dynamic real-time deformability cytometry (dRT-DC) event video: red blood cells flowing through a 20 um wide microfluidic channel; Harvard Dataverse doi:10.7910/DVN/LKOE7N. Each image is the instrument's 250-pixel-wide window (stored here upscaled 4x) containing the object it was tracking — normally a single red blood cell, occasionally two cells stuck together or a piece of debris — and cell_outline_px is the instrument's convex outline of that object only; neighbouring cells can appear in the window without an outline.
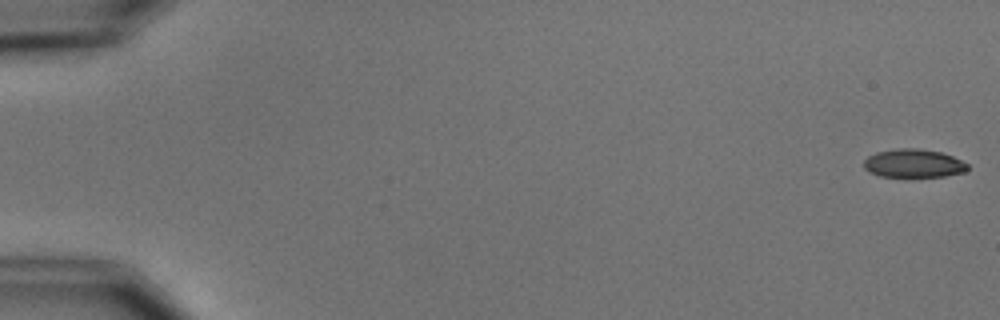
{"species": "common noctule bat (a hibernating species)", "species_latin": "Nyctalus noctula", "temperature_condition": "cold", "stored_images_in_passage": 7, "camera_frame_rate_fps": 3000, "um_per_image_px": 0.085, "animal": {"sex": "male", "body_mass_g": 15.6}, "frame": {"image": 1, "passage_image": 1, "time_ms": 0.0, "image_size_px": [1000, 320], "cell_outline_px": [[968, 168], [964, 172], [944, 176], [880, 176], [868, 172], [864, 168], [864, 160], [868, 156], [876, 152], [896, 148], [916, 148], [940, 152], [952, 156], [968, 164]], "centroid_in_image_um": [77.62, 13.88], "position_along_channel_um": 7.4, "area_um2": 17.05}}
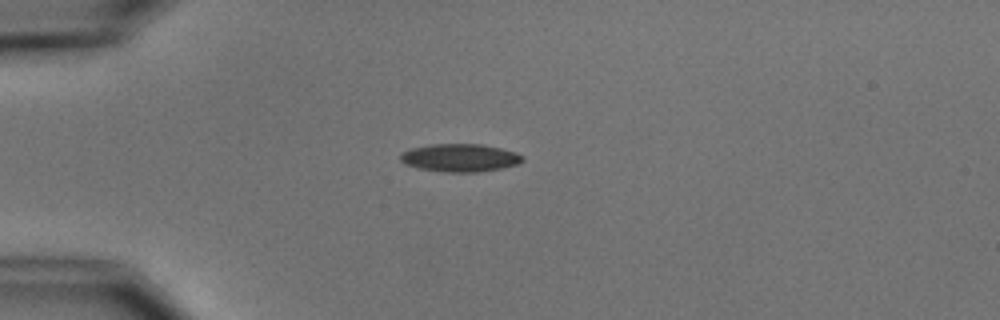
{"frame": {"image": 2, "passage_image": 5, "time_ms": 4.667, "image_size_px": [1000, 320], "cell_outline_px": [[524, 160], [520, 164], [504, 168], [476, 172], [448, 172], [416, 168], [404, 164], [400, 160], [400, 152], [412, 148], [432, 144], [484, 144], [516, 152], [524, 156]], "centroid_in_image_um": [39.12, 13.41], "position_along_channel_um": 45.9, "area_um2": 20.11}}